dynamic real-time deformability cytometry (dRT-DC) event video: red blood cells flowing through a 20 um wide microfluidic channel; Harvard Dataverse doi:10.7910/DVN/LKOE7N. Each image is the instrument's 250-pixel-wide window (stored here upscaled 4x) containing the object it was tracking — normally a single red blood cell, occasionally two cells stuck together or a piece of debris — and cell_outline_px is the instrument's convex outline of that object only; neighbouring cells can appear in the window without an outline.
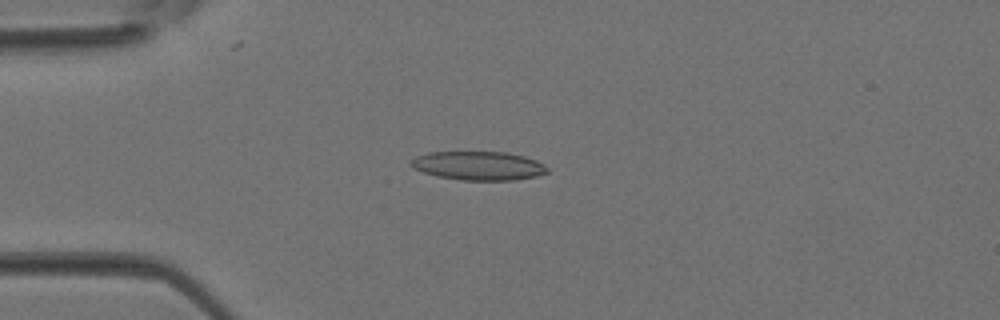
{"species": "Egyptian fruit bat (a non-hibernating species)", "species_latin": "Rousettus aegyptiacus", "temperature_condition": "room temperature", "stored_images_in_passage": 32, "camera_frame_rate_fps": 3000, "um_per_image_px": 0.085, "animal": {"sex": "female"}, "frame": {"image": 1, "passage_image": 1, "time_ms": 0.0, "image_size_px": [1000, 320], "cell_outline_px": [[548, 172], [536, 176], [512, 180], [460, 180], [436, 176], [412, 168], [408, 164], [408, 160], [416, 156], [428, 152], [504, 152], [524, 156], [536, 160], [544, 164], [548, 168]], "centroid_in_image_um": [40.62, 14.08], "position_along_channel_um": 44.4, "area_um2": 23.0}}
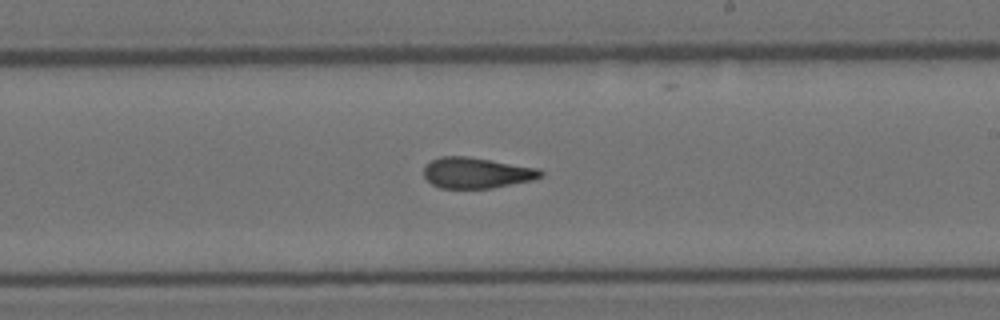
{"frame": {"image": 2, "passage_image": 15, "time_ms": 4.667, "image_size_px": [1000, 320], "cell_outline_px": [[544, 176], [532, 180], [492, 188], [440, 188], [432, 184], [424, 176], [424, 164], [440, 156], [468, 156], [540, 168], [544, 172]], "centroid_in_image_um": [40.52, 14.68], "position_along_channel_um": 248.5, "area_um2": 21.15}}
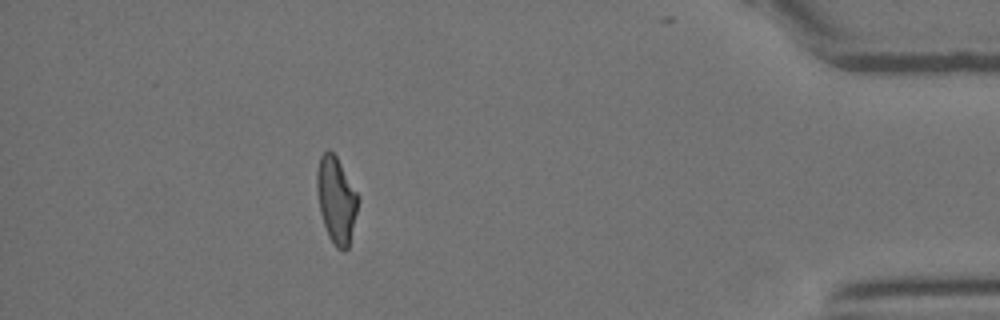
{"frame": {"image": 3, "passage_image": 28, "time_ms": 9.0, "image_size_px": [1000, 320], "cell_outline_px": [[356, 212], [348, 248], [344, 252], [340, 252], [332, 244], [328, 236], [320, 212], [316, 188], [316, 172], [320, 156], [328, 148], [336, 156], [356, 192]], "centroid_in_image_um": [28.53, 17.02], "position_along_channel_um": 406.7, "area_um2": 20.35}}